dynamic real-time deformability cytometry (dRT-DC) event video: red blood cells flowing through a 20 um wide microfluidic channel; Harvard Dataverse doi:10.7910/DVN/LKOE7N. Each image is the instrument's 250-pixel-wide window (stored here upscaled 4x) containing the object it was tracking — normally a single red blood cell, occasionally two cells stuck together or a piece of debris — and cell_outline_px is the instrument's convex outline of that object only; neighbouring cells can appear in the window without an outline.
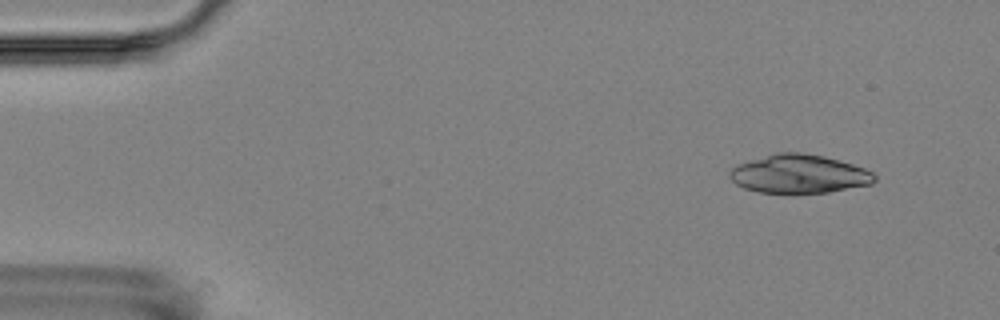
{"species": "Egyptian fruit bat (a non-hibernating species)", "species_latin": "Rousettus aegyptiacus", "temperature_condition": "room temperature", "stored_images_in_passage": 4, "camera_frame_rate_fps": 3000, "um_per_image_px": 0.085, "animal": {"sex": "female"}, "frame": {"image": 1, "passage_image": 1, "time_ms": 0.0, "image_size_px": [1000, 320], "cell_outline_px": [[876, 180], [872, 184], [828, 192], [792, 196], [756, 192], [744, 188], [736, 184], [728, 176], [728, 172], [736, 164], [776, 152], [796, 152], [824, 156], [852, 164], [864, 168], [872, 172], [876, 176]], "centroid_in_image_um": [67.88, 14.83], "position_along_channel_um": 17.1, "area_um2": 33.47}}